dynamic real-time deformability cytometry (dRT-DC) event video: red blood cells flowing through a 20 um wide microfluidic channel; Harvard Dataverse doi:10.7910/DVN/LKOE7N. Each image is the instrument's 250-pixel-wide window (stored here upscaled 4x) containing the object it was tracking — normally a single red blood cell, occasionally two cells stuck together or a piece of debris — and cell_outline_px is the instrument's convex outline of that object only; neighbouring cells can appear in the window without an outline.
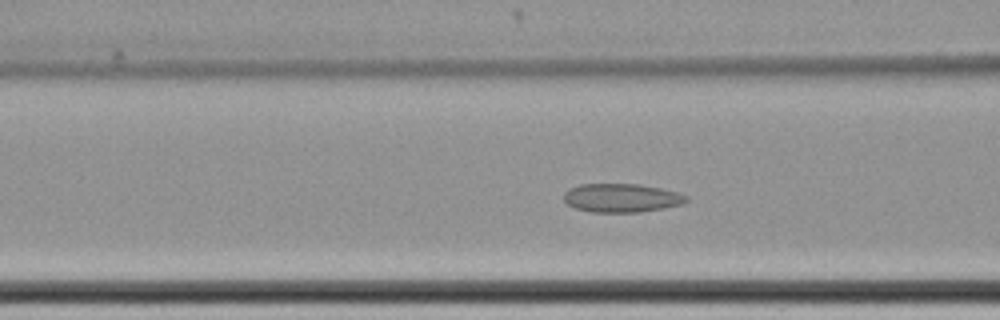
{"species": "common noctule bat (a hibernating species)", "species_latin": "Nyctalus noctula", "temperature_condition": "cold", "stored_images_in_passage": 58, "camera_frame_rate_fps": 3000, "um_per_image_px": 0.085, "animal": {"sex": "female", "body_mass_g": 22.7, "forearm_length_mm": 54.2}, "frame": {"image": 1, "passage_image": 22, "time_ms": 7.0, "image_size_px": [1000, 320], "cell_outline_px": [[688, 200], [684, 204], [664, 208], [640, 212], [592, 212], [576, 208], [568, 204], [564, 200], [564, 192], [568, 188], [580, 184], [640, 184], [660, 188], [676, 192], [688, 196]], "centroid_in_image_um": [52.84, 16.82], "position_along_channel_um": 113.8, "area_um2": 20.52}}
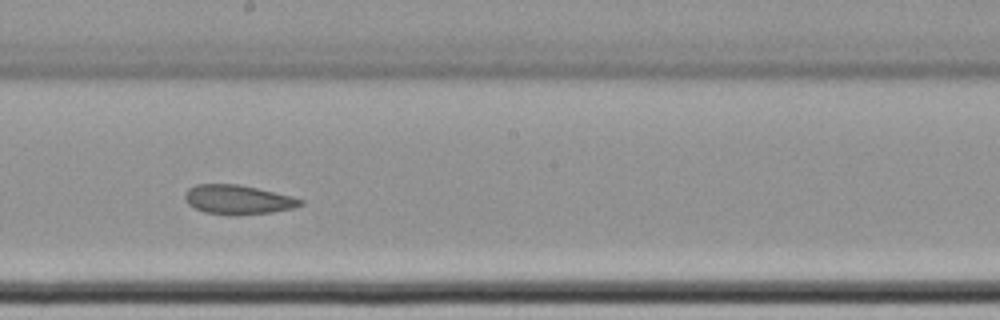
{"frame": {"image": 2, "passage_image": 32, "time_ms": 10.333, "image_size_px": [1000, 320], "cell_outline_px": [[304, 204], [292, 208], [272, 212], [228, 216], [204, 212], [188, 204], [184, 200], [184, 192], [188, 188], [196, 184], [240, 184], [292, 196], [304, 200]], "centroid_in_image_um": [20.19, 16.97], "position_along_channel_um": 228.0, "area_um2": 19.94}}
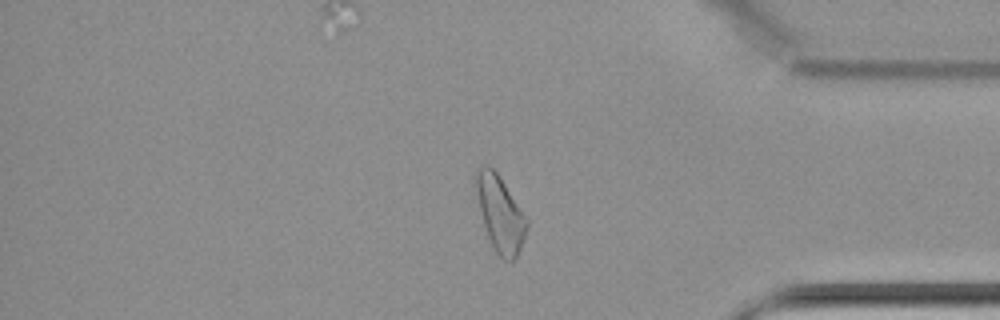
{"frame": {"image": 3, "passage_image": 48, "time_ms": 15.667, "image_size_px": [1000, 320], "cell_outline_px": [[528, 224], [520, 248], [512, 264], [504, 260], [492, 248], [484, 224], [472, 180], [472, 176], [476, 168], [484, 164], [488, 164], [500, 176], [528, 220]], "centroid_in_image_um": [42.46, 18.1], "position_along_channel_um": 392.7, "area_um2": 22.66}, "authors_computed_cell_mechanics": {"area_um2": 22.3975, "velocity_mm_per_s": 3.4299, "shape_relaxation_time_tau1_ms": null, "shape_relaxation_time_tau2_ms": 4.7605, "deformation_change_tau1": null, "deformation_change_tau2": 0.1054}}